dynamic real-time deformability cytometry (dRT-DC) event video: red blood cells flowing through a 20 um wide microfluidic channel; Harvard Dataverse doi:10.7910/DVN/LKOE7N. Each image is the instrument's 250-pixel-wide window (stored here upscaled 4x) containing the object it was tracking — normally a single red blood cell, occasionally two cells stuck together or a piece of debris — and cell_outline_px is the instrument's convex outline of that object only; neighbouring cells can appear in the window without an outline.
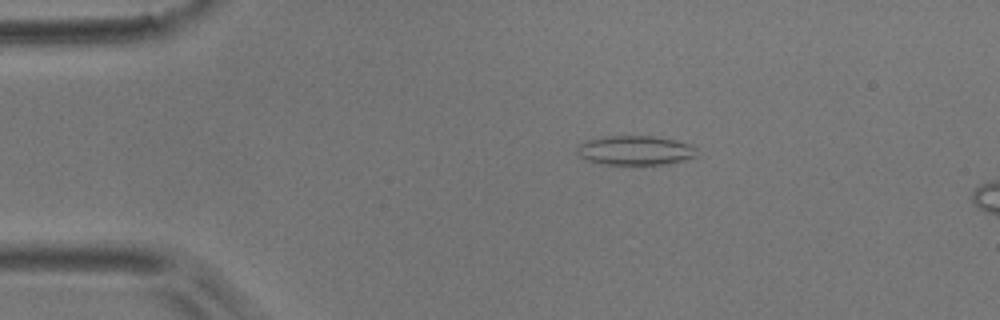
{"species": "common noctule bat (a hibernating species)", "species_latin": "Nyctalus noctula", "temperature_condition": "room temperature", "stored_images_in_passage": 13, "camera_frame_rate_fps": 3000, "um_per_image_px": 0.085, "animal": {"sex": "male", "body_mass_g": 17.9}, "frame": {"image": 1, "passage_image": 8, "time_ms": 2.333, "image_size_px": [1000, 320], "cell_outline_px": [[700, 156], [684, 160], [664, 164], [604, 164], [584, 160], [576, 152], [576, 148], [584, 140], [604, 136], [652, 136], [676, 140], [692, 144], [696, 148]], "centroid_in_image_um": [54.01, 12.77], "position_along_channel_um": 31.0, "area_um2": 20.81}}